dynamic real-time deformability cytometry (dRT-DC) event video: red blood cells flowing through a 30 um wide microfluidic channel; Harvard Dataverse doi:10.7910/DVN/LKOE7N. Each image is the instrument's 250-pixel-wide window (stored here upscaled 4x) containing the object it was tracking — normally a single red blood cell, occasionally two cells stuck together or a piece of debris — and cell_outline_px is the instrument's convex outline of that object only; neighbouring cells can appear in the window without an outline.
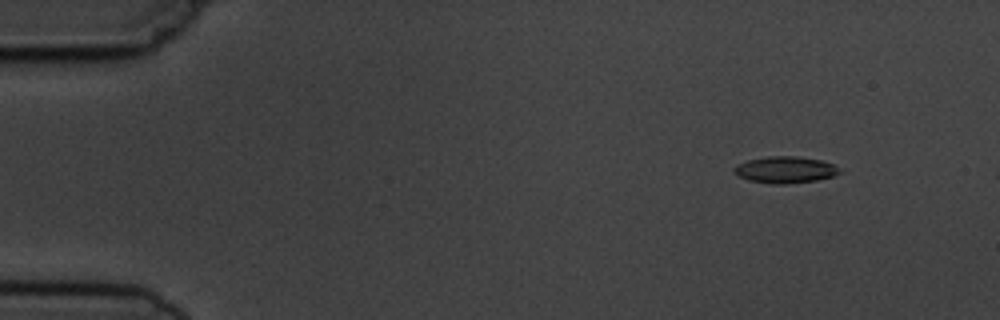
{"species": "common noctule bat (a hibernating species)", "species_latin": "Nyctalus noctula", "temperature_condition": "cold", "stored_images_in_passage": 4, "camera_frame_rate_fps": 3000, "um_per_image_px": 0.085, "animal": {"sex": "male", "body_mass_g": 19.5, "forearm_length_mm": 54.6}, "frame": {"image": 1, "passage_image": 2, "time_ms": 1.0, "image_size_px": [1000, 320], "cell_outline_px": [[840, 172], [832, 176], [816, 180], [784, 184], [776, 184], [748, 180], [736, 176], [732, 172], [732, 168], [736, 164], [748, 160], [768, 156], [796, 156], [820, 160], [832, 164]], "centroid_in_image_um": [66.64, 14.43], "position_along_channel_um": 18.4, "area_um2": 16.24}}